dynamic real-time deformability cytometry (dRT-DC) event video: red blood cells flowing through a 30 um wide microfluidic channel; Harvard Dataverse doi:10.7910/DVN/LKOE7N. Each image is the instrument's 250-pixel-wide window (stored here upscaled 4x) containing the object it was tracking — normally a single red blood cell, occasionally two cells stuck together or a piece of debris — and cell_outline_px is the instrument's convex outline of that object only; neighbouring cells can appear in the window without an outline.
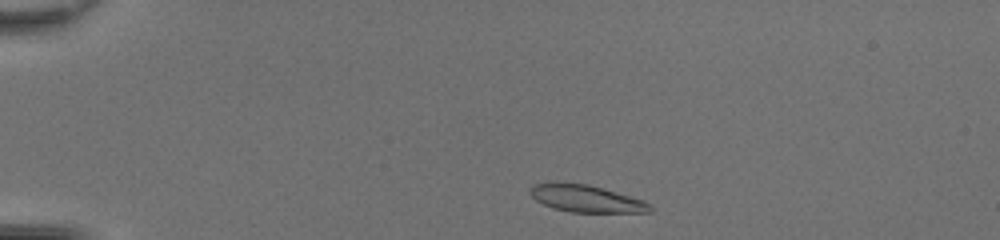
{"species": "common noctule bat (a hibernating species)", "species_latin": "Nyctalus noctula", "temperature_condition": "room temperature", "stored_images_in_passage": 40, "camera_frame_rate_fps": 3000, "um_per_image_px": 0.085, "animal": {"sex": "female", "body_mass_g": 20.0, "forearm_length_mm": 54.0}, "frame": {"image": 1, "passage_image": 2, "time_ms": 0.333, "image_size_px": [1000, 240], "cell_outline_px": [[652, 212], [572, 212], [552, 208], [536, 200], [528, 192], [532, 184], [548, 180], [556, 180], [588, 184], [644, 200], [652, 204]], "centroid_in_image_um": [49.75, 16.84], "position_along_channel_um": 35.2, "area_um2": 19.48}}
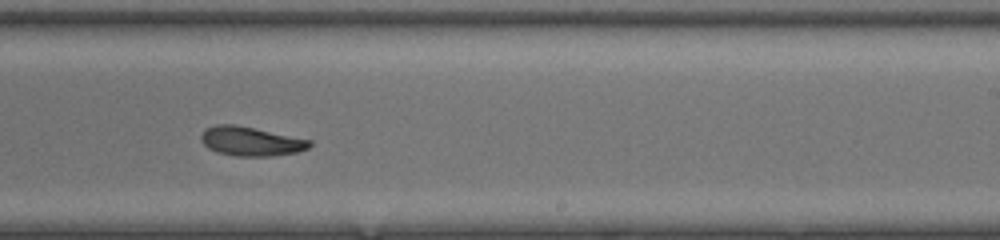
{"frame": {"image": 2, "passage_image": 23, "time_ms": 7.333, "image_size_px": [1000, 240], "cell_outline_px": [[312, 144], [308, 148], [296, 152], [272, 156], [236, 156], [216, 152], [208, 148], [200, 140], [200, 136], [204, 128], [216, 124], [236, 124], [312, 140]], "centroid_in_image_um": [21.29, 12.0], "position_along_channel_um": 267.7, "area_um2": 18.61}}
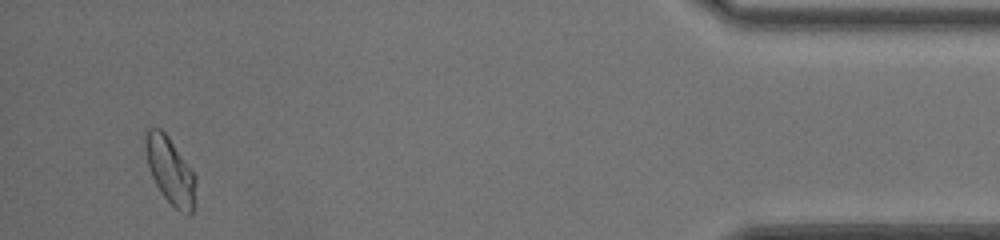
{"frame": {"image": 3, "passage_image": 38, "time_ms": 12.333, "image_size_px": [1000, 240], "cell_outline_px": [[196, 180], [192, 212], [188, 216], [180, 212], [160, 192], [148, 168], [144, 148], [144, 136], [148, 128], [160, 128], [168, 136], [196, 176]], "centroid_in_image_um": [14.44, 14.48], "position_along_channel_um": 420.8, "area_um2": 19.48}, "authors_computed_cell_mechanics": {"area_um2": 19.0162, "velocity_mm_per_s": 4.3154, "shape_relaxation_time_tau1_ms": 3.5784, "shape_relaxation_time_tau2_ms": 3.4086, "deformation_change_tau1": 0.1443, "deformation_change_tau2": 0.0853}}